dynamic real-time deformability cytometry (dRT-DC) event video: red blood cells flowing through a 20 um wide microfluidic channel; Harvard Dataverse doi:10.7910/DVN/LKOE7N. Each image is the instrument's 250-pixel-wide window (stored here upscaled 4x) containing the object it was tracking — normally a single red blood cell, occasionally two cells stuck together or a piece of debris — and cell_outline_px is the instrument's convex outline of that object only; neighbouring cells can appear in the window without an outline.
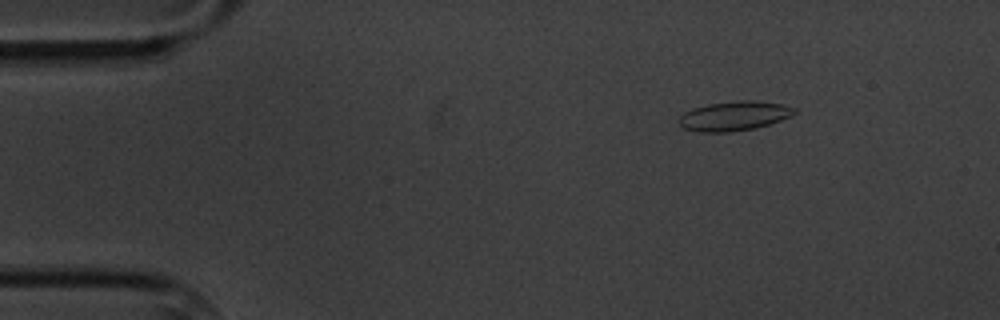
{"species": "common noctule bat (a hibernating species)", "species_latin": "Nyctalus noctula", "temperature_condition": "cold", "stored_images_in_passage": 10, "camera_frame_rate_fps": 3000, "um_per_image_px": 0.085, "animal": {"sex": "male", "body_mass_g": 20.1, "forearm_length_mm": 53.5}, "frame": {"image": 1, "passage_image": 2, "time_ms": 1.333, "image_size_px": [1000, 320], "cell_outline_px": [[796, 112], [792, 116], [756, 128], [732, 132], [700, 132], [684, 128], [680, 124], [680, 116], [684, 112], [692, 108], [708, 104], [740, 100], [752, 100], [784, 104], [796, 108]], "centroid_in_image_um": [62.43, 9.85], "position_along_channel_um": 22.6, "area_um2": 19.83}}
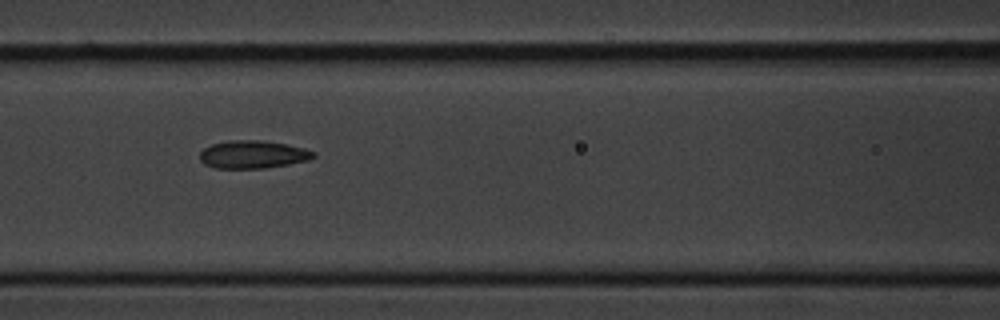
{"frame": {"image": 2, "passage_image": 7, "time_ms": 7.0, "image_size_px": [1000, 320], "cell_outline_px": [[316, 156], [308, 160], [268, 168], [216, 168], [204, 164], [200, 160], [200, 152], [204, 148], [212, 144], [228, 140], [260, 140], [284, 144], [304, 148], [316, 152]], "centroid_in_image_um": [21.49, 13.13], "position_along_channel_um": 145.1, "area_um2": 18.44}}
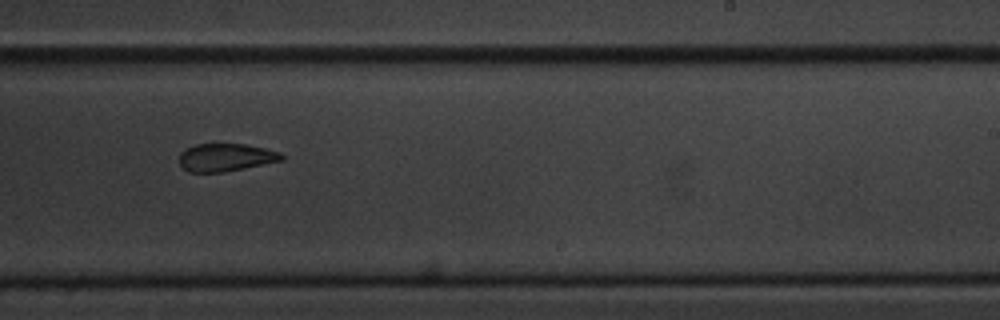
{"frame": {"image": 3, "passage_image": 10, "time_ms": 10.667, "image_size_px": [1000, 320], "cell_outline_px": [[284, 160], [224, 172], [188, 172], [176, 160], [180, 152], [184, 148], [196, 144], [244, 144], [264, 148], [280, 152], [284, 156]], "centroid_in_image_um": [19.14, 13.38], "position_along_channel_um": 269.9, "area_um2": 16.76}}